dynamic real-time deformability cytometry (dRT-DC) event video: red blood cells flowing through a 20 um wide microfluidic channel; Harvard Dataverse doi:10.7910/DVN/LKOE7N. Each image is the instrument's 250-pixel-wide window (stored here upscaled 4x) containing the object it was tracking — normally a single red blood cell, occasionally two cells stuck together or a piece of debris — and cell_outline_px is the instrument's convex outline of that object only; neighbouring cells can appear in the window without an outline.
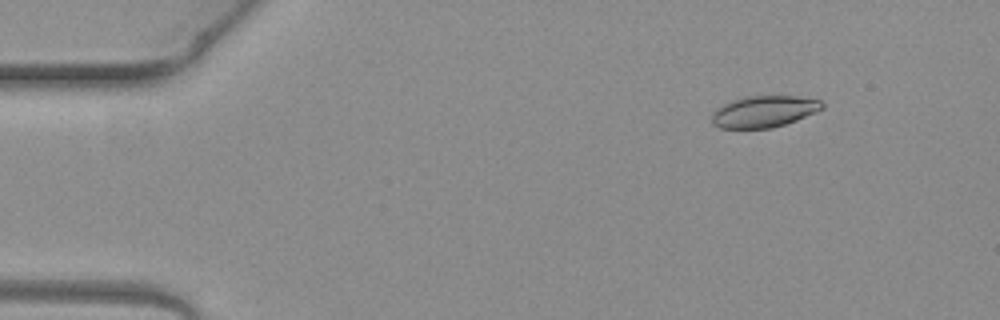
{"species": "common noctule bat (a hibernating species)", "species_latin": "Nyctalus noctula", "temperature_condition": "warm", "stored_images_in_passage": 6, "camera_frame_rate_fps": 3000, "um_per_image_px": 0.085, "animal": {"sex": "female", "body_mass_g": 19.3, "forearm_length_mm": 54.1}, "frame": {"image": 1, "passage_image": 2, "time_ms": 0.333, "image_size_px": [1000, 320], "cell_outline_px": [[824, 108], [816, 112], [796, 120], [772, 128], [720, 128], [712, 124], [712, 112], [716, 108], [732, 100], [744, 96], [796, 96], [820, 100], [824, 104]], "centroid_in_image_um": [64.92, 9.47], "position_along_channel_um": 20.1, "area_um2": 20.29}}
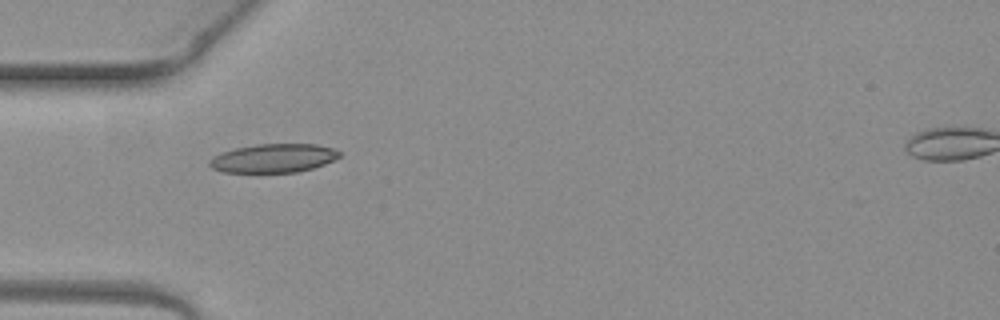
{"frame": {"image": 2, "passage_image": 5, "time_ms": 1.333, "image_size_px": [1000, 320], "cell_outline_px": [[340, 156], [324, 164], [312, 168], [296, 172], [224, 172], [212, 168], [208, 164], [208, 160], [212, 156], [236, 148], [256, 144], [316, 144], [336, 148], [340, 152]], "centroid_in_image_um": [23.25, 13.44], "position_along_channel_um": 61.8, "area_um2": 21.68}}
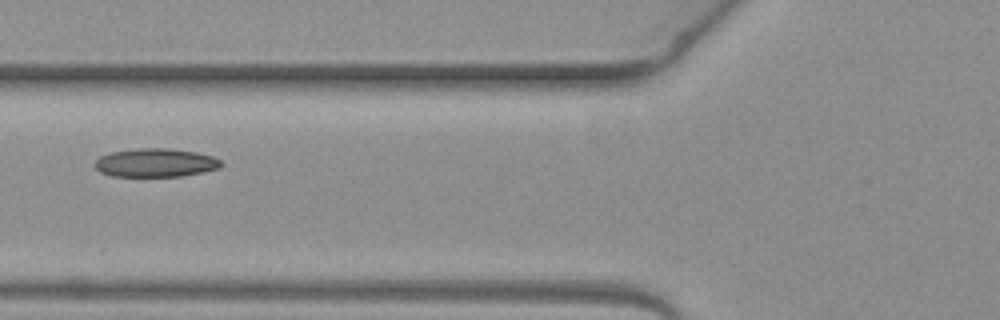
{"frame": {"image": 3, "passage_image": 6, "time_ms": 1.667, "image_size_px": [1000, 320], "cell_outline_px": [[224, 164], [220, 168], [204, 172], [184, 176], [112, 176], [100, 172], [92, 164], [100, 156], [112, 152], [136, 148], [168, 148], [196, 152], [212, 156], [220, 160]], "centroid_in_image_um": [13.23, 13.83], "position_along_channel_um": 112.6, "area_um2": 21.15}}